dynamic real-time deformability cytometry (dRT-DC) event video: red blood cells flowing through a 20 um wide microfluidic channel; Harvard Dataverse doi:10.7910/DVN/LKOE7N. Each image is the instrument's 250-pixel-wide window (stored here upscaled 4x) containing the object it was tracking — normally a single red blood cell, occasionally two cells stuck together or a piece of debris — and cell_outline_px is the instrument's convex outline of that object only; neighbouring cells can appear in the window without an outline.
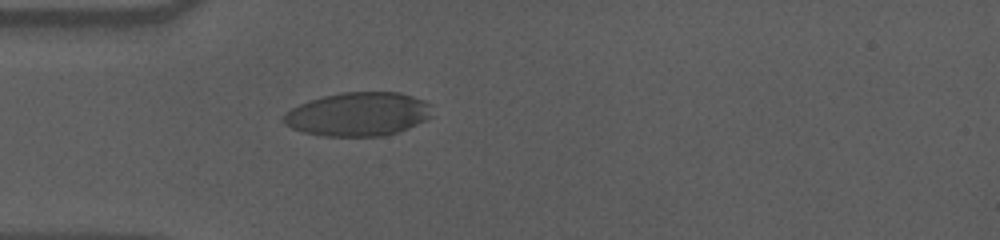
{"species": "human", "species_latin": "Homo sapiens", "temperature_condition": "cold", "stored_images_in_passage": 41, "camera_frame_rate_fps": 3000, "um_per_image_px": 0.085, "donor": {"sex": "male"}, "frame": {"image": 1, "passage_image": 1, "time_ms": 0.0, "image_size_px": [1000, 240], "cell_outline_px": [[432, 116], [428, 120], [408, 128], [384, 136], [324, 136], [304, 132], [292, 128], [284, 124], [284, 116], [292, 108], [308, 100], [340, 92], [400, 92], [424, 100], [432, 104]], "centroid_in_image_um": [30.5, 9.7], "position_along_channel_um": 54.5, "area_um2": 37.97}}
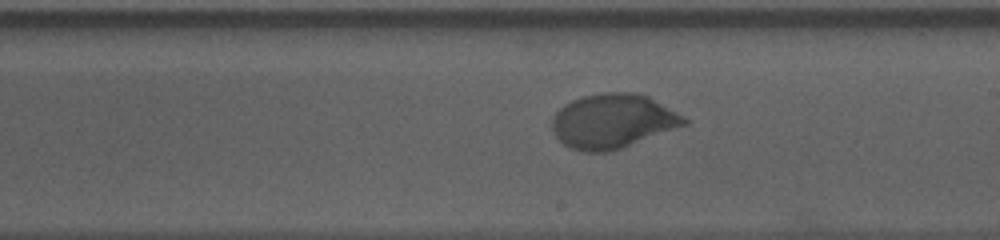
{"frame": {"image": 2, "passage_image": 17, "time_ms": 5.333, "image_size_px": [1000, 240], "cell_outline_px": [[688, 124], [620, 148], [608, 152], [580, 152], [568, 148], [552, 132], [552, 116], [564, 104], [572, 100], [584, 96], [604, 92], [636, 92], [648, 96], [684, 116], [688, 120]], "centroid_in_image_um": [52.05, 10.29], "position_along_channel_um": 236.9, "area_um2": 41.85}}
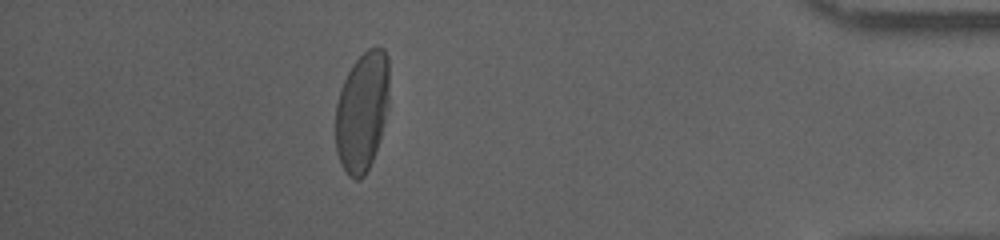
{"frame": {"image": 3, "passage_image": 35, "time_ms": 11.333, "image_size_px": [1000, 240], "cell_outline_px": [[388, 108], [380, 136], [372, 160], [364, 176], [360, 180], [356, 180], [348, 176], [340, 164], [336, 152], [336, 104], [340, 88], [352, 64], [368, 48], [376, 44], [384, 48], [388, 56]], "centroid_in_image_um": [30.77, 9.45], "position_along_channel_um": 404.4, "area_um2": 37.69}, "authors_computed_cell_mechanics": {"area_um2": 40.749, "velocity_mm_per_s": 3.5544, "shape_relaxation_time_tau1_ms": 3.7802, "shape_relaxation_time_tau2_ms": null, "deformation_change_tau1": 0.1521, "deformation_change_tau2": null}}